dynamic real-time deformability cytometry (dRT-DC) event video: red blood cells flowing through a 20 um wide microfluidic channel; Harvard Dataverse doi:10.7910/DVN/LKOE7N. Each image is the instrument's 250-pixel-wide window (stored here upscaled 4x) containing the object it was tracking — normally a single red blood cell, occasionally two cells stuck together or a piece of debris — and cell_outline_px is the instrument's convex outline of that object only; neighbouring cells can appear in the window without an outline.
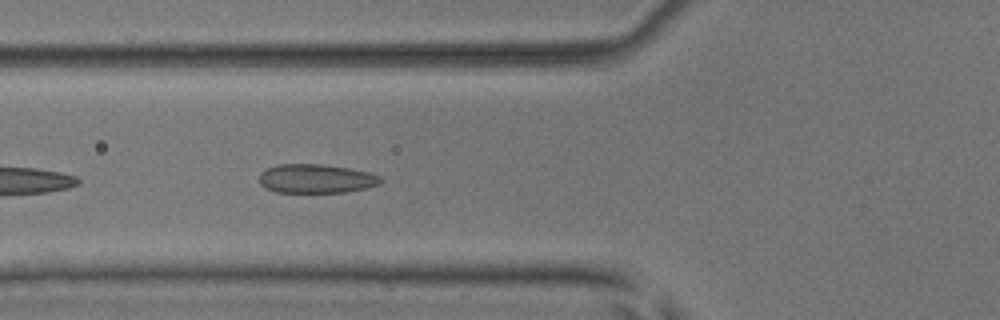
{"species": "common noctule bat (a hibernating species)", "species_latin": "Nyctalus noctula", "temperature_condition": "room temperature", "stored_images_in_passage": 6, "camera_frame_rate_fps": 3000, "um_per_image_px": 0.085, "animal": {"sex": "male", "body_mass_g": 17.9, "forearm_length_mm": 54.2}, "frame": {"image": 1, "passage_image": 6, "time_ms": 5.667, "image_size_px": [1000, 320], "cell_outline_px": [[384, 180], [380, 184], [364, 188], [344, 192], [276, 192], [264, 188], [260, 184], [260, 172], [268, 168], [280, 164], [320, 164], [352, 168], [368, 172], [380, 176]], "centroid_in_image_um": [26.87, 15.18], "position_along_channel_um": 98.9, "area_um2": 20.52}}